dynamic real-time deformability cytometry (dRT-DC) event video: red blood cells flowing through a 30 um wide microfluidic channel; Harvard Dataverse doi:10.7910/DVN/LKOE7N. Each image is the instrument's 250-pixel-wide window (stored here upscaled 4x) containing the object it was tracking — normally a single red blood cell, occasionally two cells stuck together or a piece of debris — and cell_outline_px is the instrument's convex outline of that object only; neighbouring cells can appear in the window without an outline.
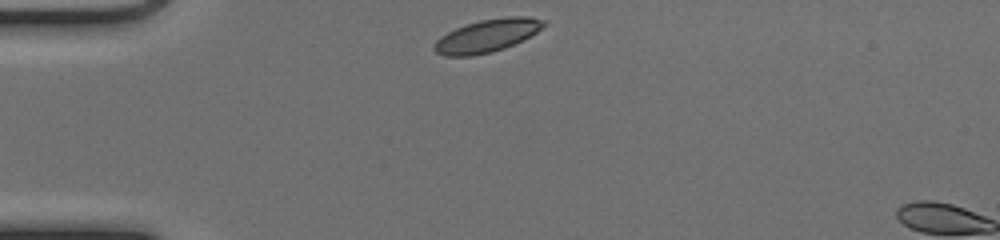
{"species": "common noctule bat (a hibernating species)", "species_latin": "Nyctalus noctula", "temperature_condition": "cold", "stored_images_in_passage": 4, "camera_frame_rate_fps": 3000, "um_per_image_px": 0.085, "animal": {"sex": "female", "body_mass_g": 17.0, "forearm_length_mm": 48.0}, "frame": {"image": 1, "passage_image": 1, "time_ms": 0.0, "image_size_px": [1000, 240], "cell_outline_px": [[548, 24], [536, 32], [504, 48], [492, 52], [472, 56], [444, 56], [436, 52], [432, 48], [436, 40], [440, 36], [456, 28], [480, 20], [504, 16], [528, 16], [544, 20]], "centroid_in_image_um": [41.39, 3.03], "position_along_channel_um": 43.6, "area_um2": 20.87}}